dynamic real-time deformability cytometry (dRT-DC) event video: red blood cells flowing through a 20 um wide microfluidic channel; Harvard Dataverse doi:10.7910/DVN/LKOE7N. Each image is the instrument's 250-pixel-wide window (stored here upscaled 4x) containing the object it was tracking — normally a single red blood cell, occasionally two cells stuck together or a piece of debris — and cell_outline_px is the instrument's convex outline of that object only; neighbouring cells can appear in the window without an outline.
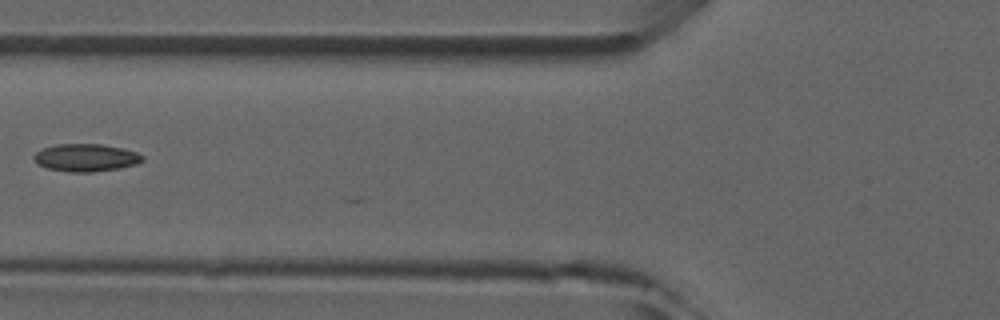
{"species": "common noctule bat (a hibernating species)", "species_latin": "Nyctalus noctula", "temperature_condition": "room temperature", "stored_images_in_passage": 5, "camera_frame_rate_fps": 3000, "um_per_image_px": 0.085, "animal": {"sex": "male", "forearm_length_mm": 52.5}, "frame": {"image": 1, "passage_image": 4, "time_ms": 3.667, "image_size_px": [1000, 320], "cell_outline_px": [[144, 160], [136, 164], [120, 168], [92, 172], [68, 172], [48, 168], [36, 164], [32, 156], [36, 152], [44, 148], [56, 144], [100, 144], [120, 148], [136, 152], [144, 156]], "centroid_in_image_um": [7.28, 13.41], "position_along_channel_um": 118.5, "area_um2": 17.46}}